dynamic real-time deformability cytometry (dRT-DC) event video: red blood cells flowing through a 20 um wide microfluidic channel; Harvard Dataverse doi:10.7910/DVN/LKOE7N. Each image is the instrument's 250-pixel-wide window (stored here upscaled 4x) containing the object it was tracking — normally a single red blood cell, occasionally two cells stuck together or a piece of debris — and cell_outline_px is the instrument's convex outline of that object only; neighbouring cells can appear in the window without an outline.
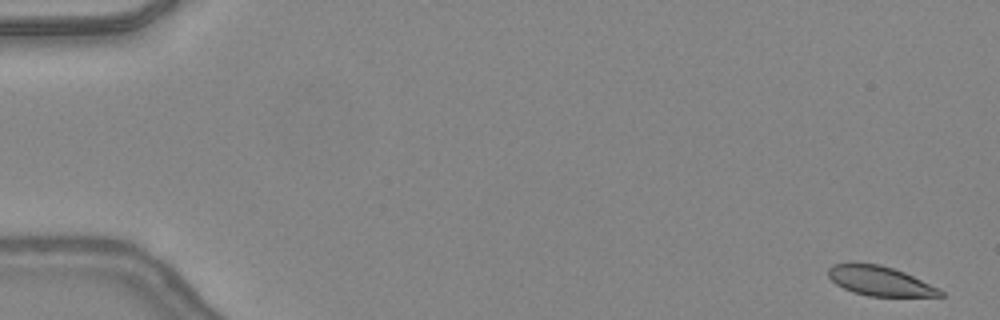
{"species": "common noctule bat (a hibernating species)", "species_latin": "Nyctalus noctula", "temperature_condition": "warm", "stored_images_in_passage": 11, "camera_frame_rate_fps": 3000, "um_per_image_px": 0.085, "animal": {"sex": "female", "body_mass_g": 24.6, "forearm_length_mm": 56.2}, "frame": {"image": 1, "passage_image": 1, "time_ms": 0.0, "image_size_px": [1000, 320], "cell_outline_px": [[944, 296], [868, 296], [852, 292], [836, 284], [828, 276], [828, 268], [832, 264], [848, 260], [880, 264], [904, 272], [940, 288], [944, 292]], "centroid_in_image_um": [74.73, 23.84], "position_along_channel_um": 10.3, "area_um2": 19.77}}